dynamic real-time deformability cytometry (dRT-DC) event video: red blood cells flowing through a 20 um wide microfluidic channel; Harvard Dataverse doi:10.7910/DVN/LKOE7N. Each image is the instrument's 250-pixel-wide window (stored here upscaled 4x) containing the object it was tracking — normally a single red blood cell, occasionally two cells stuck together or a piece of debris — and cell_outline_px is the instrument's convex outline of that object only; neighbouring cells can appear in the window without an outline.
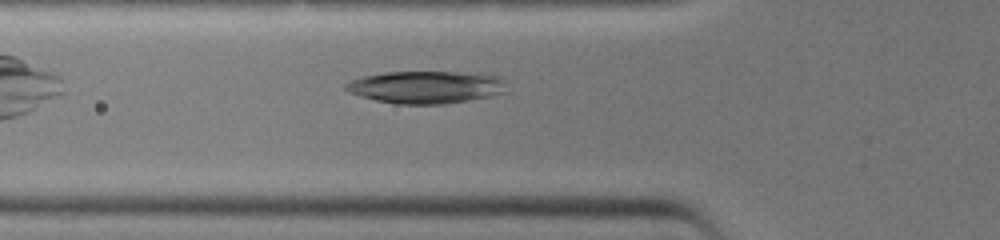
{"species": "common noctule bat (a hibernating species)", "species_latin": "Nyctalus noctula", "temperature_condition": "warm", "stored_images_in_passage": 27, "camera_frame_rate_fps": 3000, "um_per_image_px": 0.085, "animal": {"sex": "female", "body_mass_g": 19.0, "forearm_length_mm": 51.5}, "frame": {"image": 1, "passage_image": 6, "time_ms": 1.667, "image_size_px": [1000, 240], "cell_outline_px": [[508, 92], [492, 96], [444, 104], [396, 104], [376, 100], [360, 96], [348, 92], [344, 88], [344, 84], [352, 80], [364, 76], [384, 72], [480, 72], [500, 76], [508, 80]], "centroid_in_image_um": [36.33, 7.39], "position_along_channel_um": 89.5, "area_um2": 31.1}}
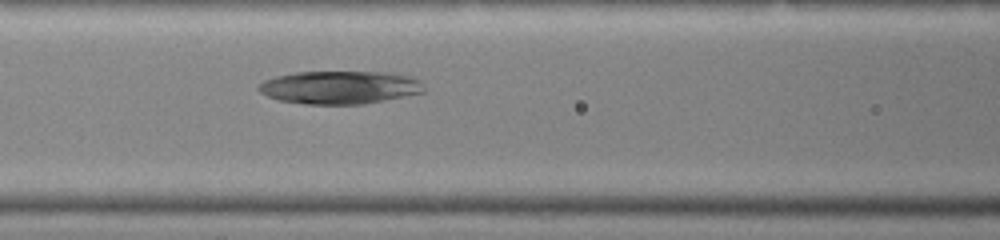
{"frame": {"image": 2, "passage_image": 9, "time_ms": 2.667, "image_size_px": [1000, 240], "cell_outline_px": [[428, 88], [424, 92], [364, 104], [304, 104], [280, 100], [268, 96], [260, 92], [256, 88], [264, 80], [276, 76], [296, 72], [388, 72], [416, 76]], "centroid_in_image_um": [28.95, 7.42], "position_along_channel_um": 137.7, "area_um2": 32.14}}
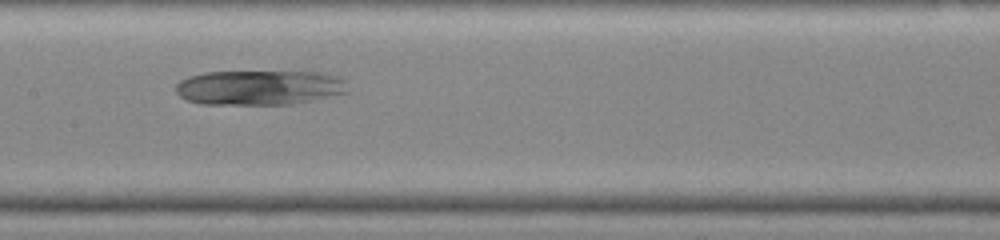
{"frame": {"image": 3, "passage_image": 12, "time_ms": 3.667, "image_size_px": [1000, 240], "cell_outline_px": [[348, 92], [312, 100], [292, 104], [200, 104], [188, 100], [180, 96], [176, 92], [176, 84], [180, 80], [188, 76], [204, 72], [324, 72], [340, 76], [344, 80]], "centroid_in_image_um": [22.04, 7.43], "position_along_channel_um": 185.4, "area_um2": 34.91}}